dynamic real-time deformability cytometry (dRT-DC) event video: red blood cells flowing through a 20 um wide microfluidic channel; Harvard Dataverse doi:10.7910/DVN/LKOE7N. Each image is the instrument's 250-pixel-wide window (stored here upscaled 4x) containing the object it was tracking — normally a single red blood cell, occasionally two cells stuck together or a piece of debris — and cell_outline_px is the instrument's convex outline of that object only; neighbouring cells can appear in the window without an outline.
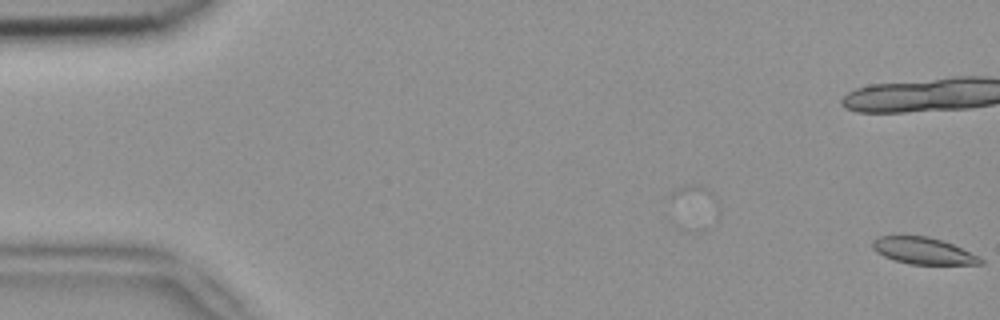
{"species": "common noctule bat (a hibernating species)", "species_latin": "Nyctalus noctula", "temperature_condition": "room temperature", "stored_images_in_passage": 7, "camera_frame_rate_fps": 3000, "um_per_image_px": 0.085, "animal": {"sex": "female", "body_mass_g": 18.4}, "frame": {"image": 1, "passage_image": 7, "time_ms": 2.0, "image_size_px": [1000, 320], "cell_outline_px": [[984, 264], [912, 264], [896, 260], [884, 256], [876, 252], [872, 248], [872, 240], [880, 236], [900, 232], [928, 236], [944, 240], [980, 256], [984, 260]], "centroid_in_image_um": [78.44, 21.26], "position_along_channel_um": 6.6, "area_um2": 17.51}}